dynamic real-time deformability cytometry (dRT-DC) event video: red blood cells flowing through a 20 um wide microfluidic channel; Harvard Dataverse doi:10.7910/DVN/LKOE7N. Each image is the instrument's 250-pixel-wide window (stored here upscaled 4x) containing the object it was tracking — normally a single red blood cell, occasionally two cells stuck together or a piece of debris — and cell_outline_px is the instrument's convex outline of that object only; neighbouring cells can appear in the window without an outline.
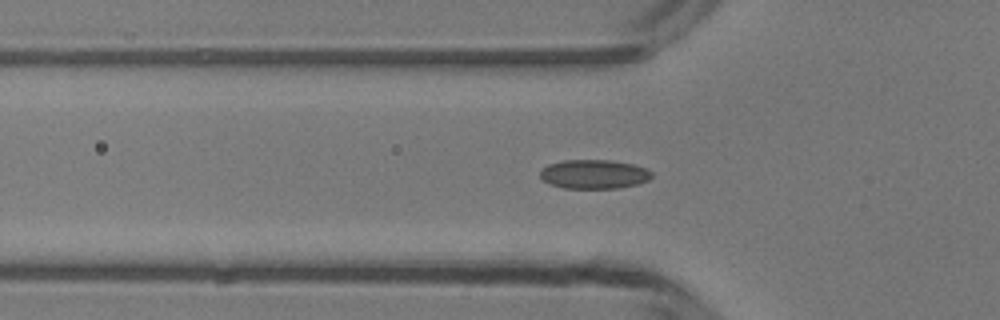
{"species": "common noctule bat (a hibernating species)", "species_latin": "Nyctalus noctula", "temperature_condition": "room temperature", "stored_images_in_passage": 37, "camera_frame_rate_fps": 3000, "um_per_image_px": 0.085, "animal": {"sex": "male", "body_mass_g": 13.3}, "frame": {"image": 1, "passage_image": 3, "time_ms": 0.667, "image_size_px": [1000, 320], "cell_outline_px": [[652, 176], [648, 180], [636, 184], [620, 188], [564, 188], [552, 184], [544, 180], [540, 176], [540, 172], [548, 164], [564, 160], [608, 160], [632, 164], [648, 168], [652, 172]], "centroid_in_image_um": [50.52, 14.8], "position_along_channel_um": 75.3, "area_um2": 18.79}}
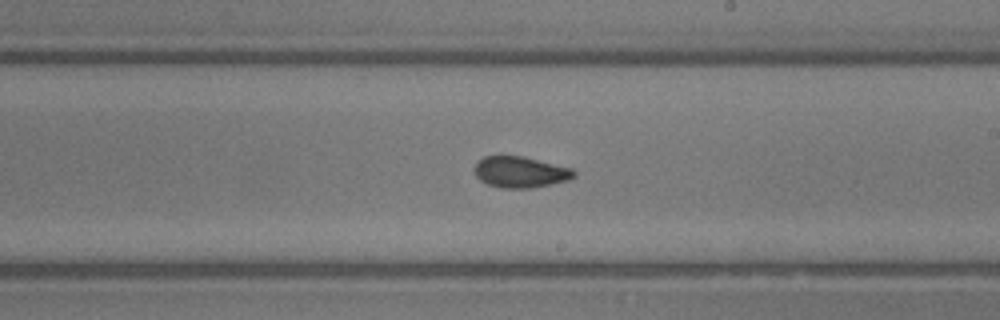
{"frame": {"image": 2, "passage_image": 15, "time_ms": 4.667, "image_size_px": [1000, 320], "cell_outline_px": [[576, 176], [568, 180], [532, 188], [500, 188], [488, 184], [480, 180], [476, 176], [476, 164], [484, 156], [500, 152], [524, 156], [572, 168], [576, 172]], "centroid_in_image_um": [44.22, 14.58], "position_along_channel_um": 244.8, "area_um2": 18.55}}
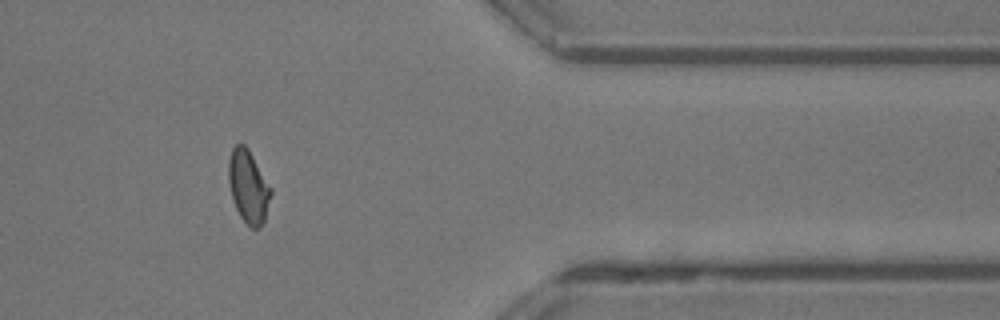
{"frame": {"image": 3, "passage_image": 27, "time_ms": 8.667, "image_size_px": [1000, 320], "cell_outline_px": [[272, 192], [264, 224], [256, 228], [252, 228], [240, 216], [236, 208], [232, 196], [228, 180], [228, 160], [232, 148], [236, 144], [244, 144], [248, 148], [272, 188]], "centroid_in_image_um": [21.12, 15.84], "position_along_channel_um": 390.3, "area_um2": 17.98}, "authors_computed_cell_mechanics": {"area_um2": 18.207, "velocity_mm_per_s": 4.2084, "shape_relaxation_time_tau1_ms": 8.5319, "shape_relaxation_time_tau2_ms": 1.456, "deformation_change_tau1": 0.1606, "deformation_change_tau2": 0.0589}}